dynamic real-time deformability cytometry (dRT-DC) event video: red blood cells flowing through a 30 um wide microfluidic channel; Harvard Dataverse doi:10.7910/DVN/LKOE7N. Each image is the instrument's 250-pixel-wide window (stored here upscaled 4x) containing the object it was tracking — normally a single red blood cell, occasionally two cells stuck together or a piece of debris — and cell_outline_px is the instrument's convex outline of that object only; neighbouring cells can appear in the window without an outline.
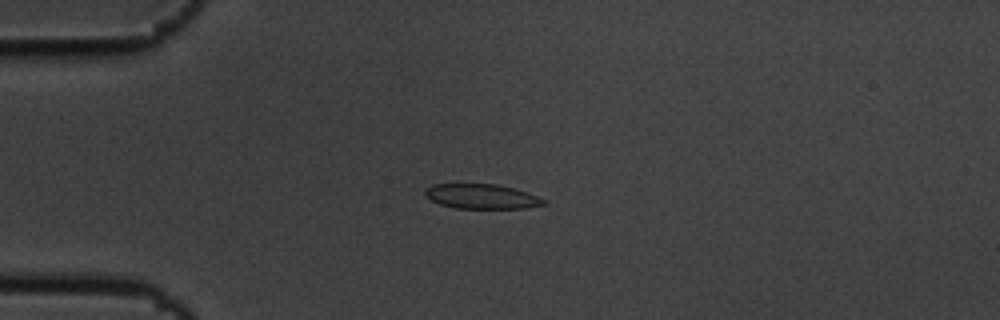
{"species": "common noctule bat (a hibernating species)", "species_latin": "Nyctalus noctula", "temperature_condition": "cold", "stored_images_in_passage": 5, "camera_frame_rate_fps": 3000, "um_per_image_px": 0.085, "animal": {"sex": "male", "body_mass_g": 19.5, "forearm_length_mm": 54.6}, "frame": {"image": 1, "passage_image": 3, "time_ms": 0.667, "image_size_px": [1000, 320], "cell_outline_px": [[548, 204], [524, 208], [456, 208], [440, 204], [432, 200], [424, 192], [424, 188], [432, 184], [496, 184], [516, 188], [528, 192], [548, 200]], "centroid_in_image_um": [41.0, 16.69], "position_along_channel_um": 44.0, "area_um2": 17.22}}
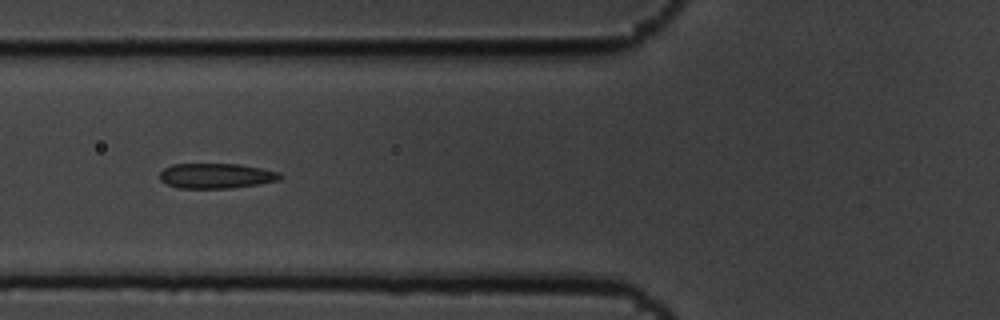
{"frame": {"image": 2, "passage_image": 5, "time_ms": 1.333, "image_size_px": [1000, 320], "cell_outline_px": [[284, 176], [280, 180], [260, 184], [232, 188], [180, 188], [168, 184], [160, 180], [160, 172], [164, 168], [172, 164], [240, 164], [280, 172]], "centroid_in_image_um": [18.41, 14.94], "position_along_channel_um": 107.4, "area_um2": 17.69}}